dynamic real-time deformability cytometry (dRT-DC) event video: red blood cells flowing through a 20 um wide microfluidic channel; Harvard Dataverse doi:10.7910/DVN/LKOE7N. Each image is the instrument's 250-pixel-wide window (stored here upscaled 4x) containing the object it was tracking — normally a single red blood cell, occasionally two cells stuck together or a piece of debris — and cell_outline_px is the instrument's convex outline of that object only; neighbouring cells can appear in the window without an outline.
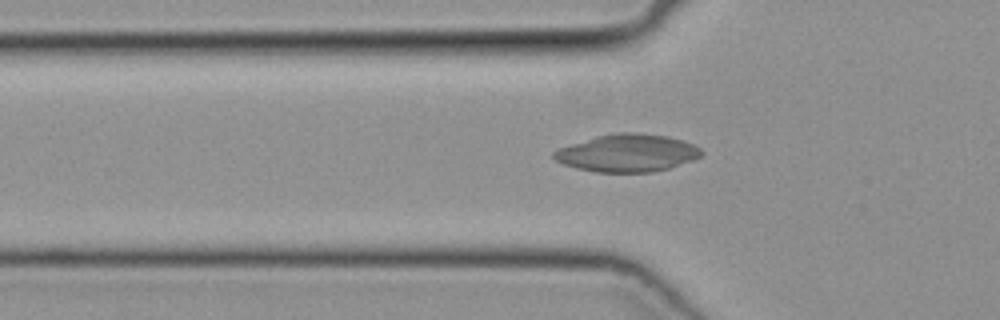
{"species": "common noctule bat (a hibernating species)", "species_latin": "Nyctalus noctula", "temperature_condition": "cold", "stored_images_in_passage": 45, "camera_frame_rate_fps": 3000, "um_per_image_px": 0.085, "animal": {"sex": "female", "body_mass_g": 19.3, "forearm_length_mm": 54.1}, "frame": {"image": 1, "passage_image": 12, "time_ms": 3.667, "image_size_px": [1000, 320], "cell_outline_px": [[704, 152], [700, 156], [692, 160], [668, 168], [652, 172], [596, 172], [576, 168], [564, 164], [556, 160], [552, 156], [552, 152], [560, 148], [596, 136], [616, 132], [632, 132], [668, 136], [684, 140], [700, 148]], "centroid_in_image_um": [53.33, 13.0], "position_along_channel_um": 72.5, "area_um2": 32.14}}
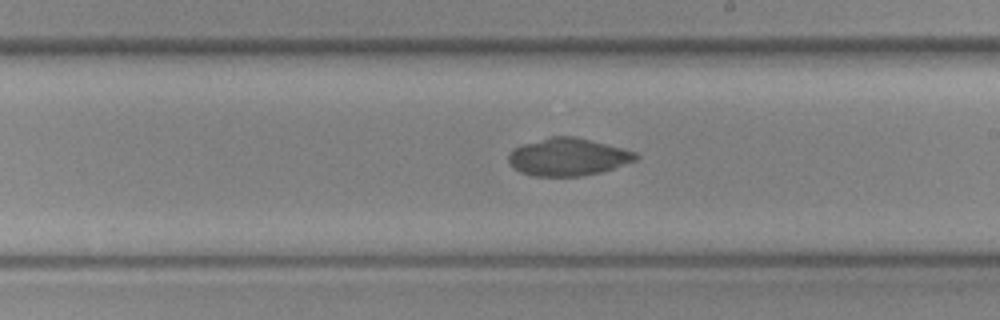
{"frame": {"image": 2, "passage_image": 24, "time_ms": 7.667, "image_size_px": [1000, 320], "cell_outline_px": [[640, 156], [636, 160], [600, 172], [580, 176], [536, 176], [520, 172], [508, 164], [508, 156], [512, 148], [524, 144], [552, 136], [576, 136], [636, 152]], "centroid_in_image_um": [48.25, 13.34], "position_along_channel_um": 240.8, "area_um2": 27.69}}
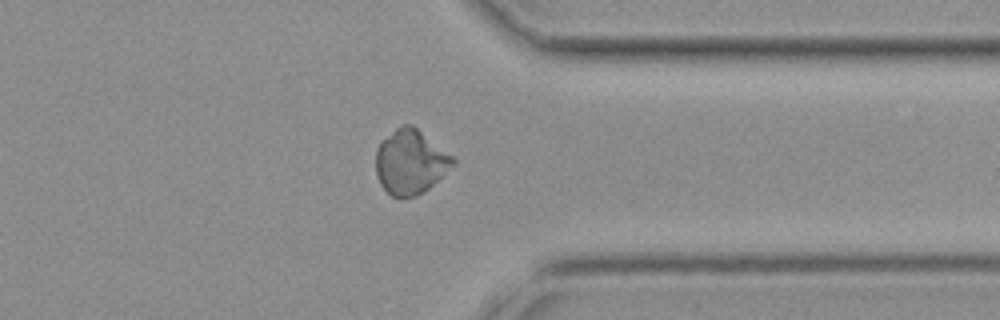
{"frame": {"image": 3, "passage_image": 34, "time_ms": 11.0, "image_size_px": [1000, 320], "cell_outline_px": [[456, 164], [424, 192], [416, 196], [404, 200], [392, 196], [380, 184], [376, 176], [376, 148], [380, 140], [396, 128], [404, 124], [412, 124], [452, 156], [456, 160]], "centroid_in_image_um": [34.86, 13.79], "position_along_channel_um": 376.5, "area_um2": 29.25}}